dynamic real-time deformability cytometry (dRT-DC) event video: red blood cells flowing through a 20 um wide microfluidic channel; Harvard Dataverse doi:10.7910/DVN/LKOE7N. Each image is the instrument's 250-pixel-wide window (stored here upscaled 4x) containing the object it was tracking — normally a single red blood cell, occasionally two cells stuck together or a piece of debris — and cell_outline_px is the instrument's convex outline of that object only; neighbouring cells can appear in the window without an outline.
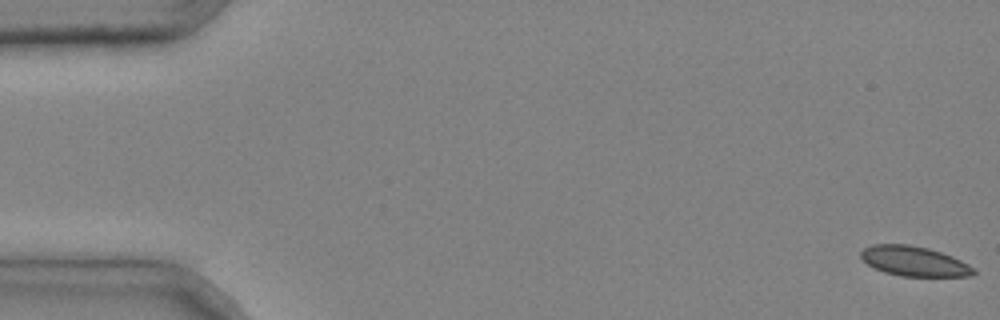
{"species": "common noctule bat (a hibernating species)", "species_latin": "Nyctalus noctula", "temperature_condition": "cold", "stored_images_in_passage": 5, "camera_frame_rate_fps": 3000, "um_per_image_px": 0.085, "animal": {"sex": "male", "body_mass_g": 20.4}, "frame": {"image": 1, "passage_image": 1, "time_ms": 0.0, "image_size_px": [1000, 320], "cell_outline_px": [[976, 272], [972, 276], [900, 276], [884, 272], [868, 264], [860, 256], [860, 252], [864, 248], [872, 244], [908, 244], [928, 248], [952, 256], [968, 264]], "centroid_in_image_um": [77.69, 22.2], "position_along_channel_um": 7.3, "area_um2": 19.48}}
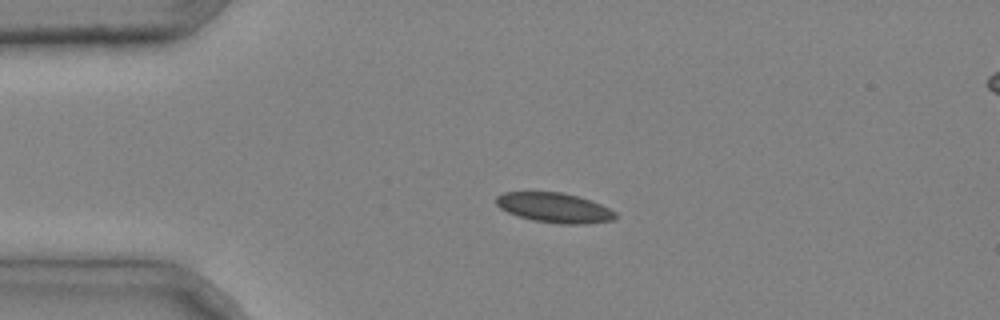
{"frame": {"image": 2, "passage_image": 4, "time_ms": 1.0, "image_size_px": [1000, 320], "cell_outline_px": [[620, 216], [612, 220], [584, 224], [560, 224], [532, 220], [508, 212], [500, 208], [496, 204], [496, 196], [504, 192], [560, 192], [576, 196], [600, 204], [616, 212]], "centroid_in_image_um": [47.13, 17.66], "position_along_channel_um": 37.9, "area_um2": 20.58}}